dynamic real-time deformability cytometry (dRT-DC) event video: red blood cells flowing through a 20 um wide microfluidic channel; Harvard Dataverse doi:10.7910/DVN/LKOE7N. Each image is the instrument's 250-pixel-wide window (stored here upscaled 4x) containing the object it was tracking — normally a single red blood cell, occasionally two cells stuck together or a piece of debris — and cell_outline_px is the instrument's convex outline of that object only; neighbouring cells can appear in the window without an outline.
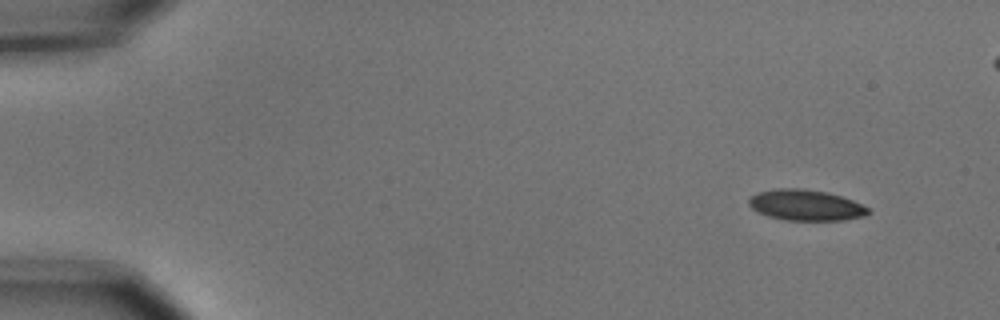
{"species": "common noctule bat (a hibernating species)", "species_latin": "Nyctalus noctula", "temperature_condition": "cold", "stored_images_in_passage": 52, "segment_of_instrument_passage": [1, 2], "camera_frame_rate_fps": 3000, "um_per_image_px": 0.085, "animal": {"sex": "male", "body_mass_g": 15.6}, "frame": {"image": 1, "passage_image": 1, "time_ms": 0.0, "image_size_px": [1000, 320], "cell_outline_px": [[872, 212], [864, 216], [844, 220], [784, 220], [768, 216], [752, 208], [748, 204], [748, 200], [756, 192], [776, 188], [804, 188], [828, 192], [852, 200], [868, 208]], "centroid_in_image_um": [68.48, 17.43], "position_along_channel_um": 16.5, "area_um2": 21.5}}
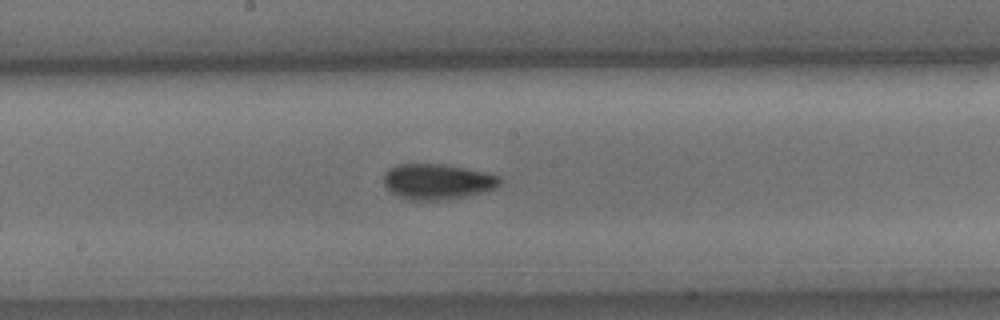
{"frame": {"image": 2, "passage_image": 26, "time_ms": 8.333, "image_size_px": [1000, 320], "cell_outline_px": [[504, 180], [496, 188], [484, 192], [444, 200], [412, 200], [400, 196], [392, 192], [384, 184], [384, 172], [388, 168], [396, 164], [444, 164], [484, 172], [500, 176]], "centroid_in_image_um": [37.19, 15.43], "position_along_channel_um": 211.0, "area_um2": 24.04}}
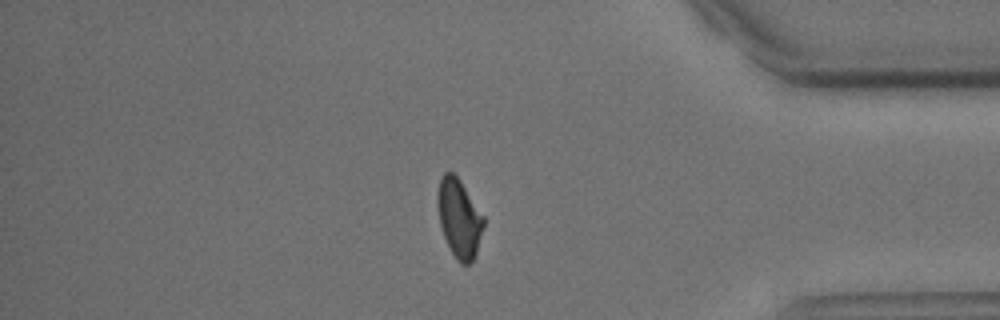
{"frame": {"image": 3, "passage_image": 43, "time_ms": 14.0, "image_size_px": [1000, 320], "cell_outline_px": [[484, 224], [476, 252], [472, 260], [468, 264], [460, 264], [456, 260], [444, 236], [440, 224], [436, 200], [440, 176], [444, 172], [452, 172], [460, 180], [484, 216]], "centroid_in_image_um": [39.01, 18.52], "position_along_channel_um": 396.2, "area_um2": 20.92}}